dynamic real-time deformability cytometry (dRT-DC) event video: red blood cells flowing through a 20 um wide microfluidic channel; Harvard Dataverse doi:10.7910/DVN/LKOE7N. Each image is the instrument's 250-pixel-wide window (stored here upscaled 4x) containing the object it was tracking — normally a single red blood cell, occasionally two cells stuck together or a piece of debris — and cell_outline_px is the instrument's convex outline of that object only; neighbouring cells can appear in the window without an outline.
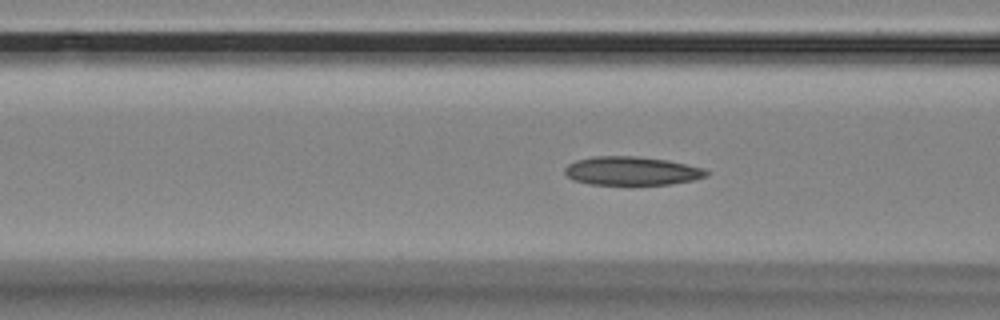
{"species": "Egyptian fruit bat (a non-hibernating species)", "species_latin": "Rousettus aegyptiacus", "temperature_condition": "room temperature", "stored_images_in_passage": 54, "camera_frame_rate_fps": 3000, "um_per_image_px": 0.085, "animal": {"sex": "female"}, "frame": {"image": 1, "passage_image": 18, "time_ms": 5.667, "image_size_px": [1000, 320], "cell_outline_px": [[712, 172], [708, 176], [696, 180], [672, 184], [592, 184], [572, 180], [564, 172], [564, 168], [568, 164], [576, 160], [592, 156], [636, 156], [668, 160], [704, 168]], "centroid_in_image_um": [53.74, 14.52], "position_along_channel_um": 112.9, "area_um2": 23.81}}
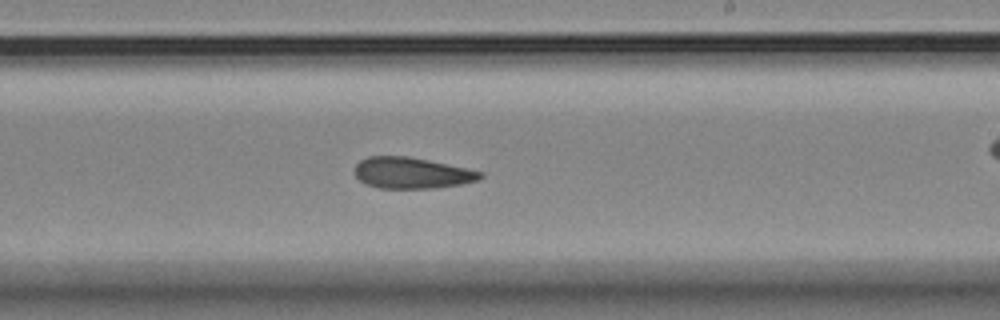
{"frame": {"image": 2, "passage_image": 30, "time_ms": 9.667, "image_size_px": [1000, 320], "cell_outline_px": [[484, 176], [480, 180], [460, 184], [436, 188], [380, 188], [368, 184], [360, 180], [352, 172], [356, 164], [360, 160], [368, 156], [408, 156], [428, 160], [484, 172]], "centroid_in_image_um": [34.99, 14.7], "position_along_channel_um": 254.0, "area_um2": 22.83}}
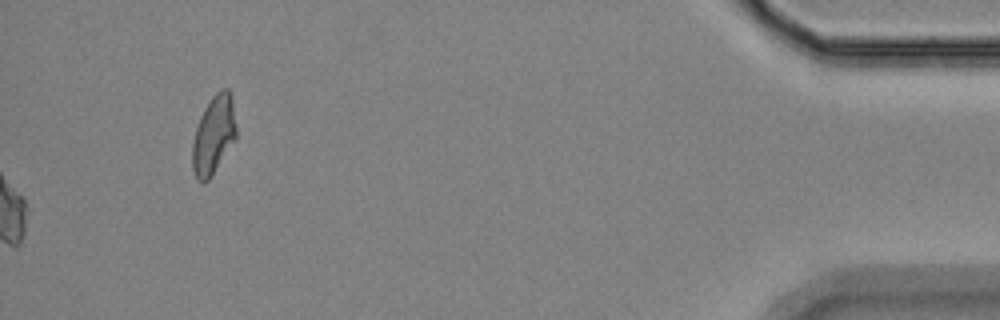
{"frame": {"image": 3, "passage_image": 54, "time_ms": 17.667, "image_size_px": [1000, 320], "cell_outline_px": [[236, 140], [212, 176], [204, 184], [196, 180], [192, 168], [192, 144], [196, 128], [200, 116], [204, 108], [212, 96], [220, 88], [228, 88], [232, 96], [236, 124]], "centroid_in_image_um": [18.16, 11.49], "position_along_channel_um": 417.0, "area_um2": 20.52}}